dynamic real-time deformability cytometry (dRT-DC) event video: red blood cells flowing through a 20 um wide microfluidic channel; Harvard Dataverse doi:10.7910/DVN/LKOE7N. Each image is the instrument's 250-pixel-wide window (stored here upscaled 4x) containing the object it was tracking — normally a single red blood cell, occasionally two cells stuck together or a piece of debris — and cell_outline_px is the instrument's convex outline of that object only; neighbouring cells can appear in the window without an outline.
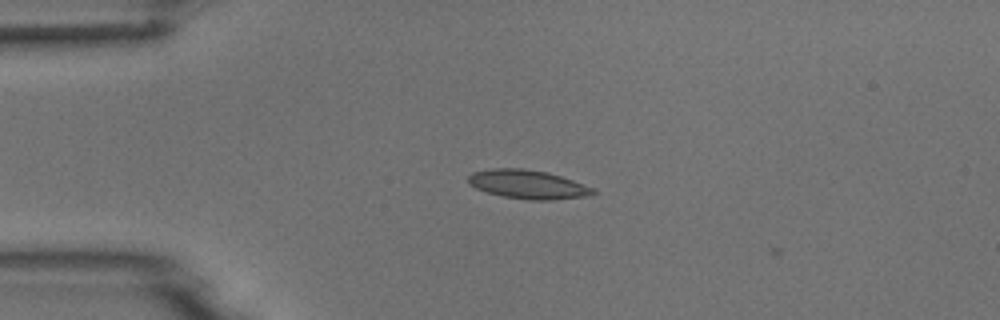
{"species": "common noctule bat (a hibernating species)", "species_latin": "Nyctalus noctula", "temperature_condition": "room temperature", "stored_images_in_passage": 3, "camera_frame_rate_fps": 3000, "um_per_image_px": 0.085, "animal": {"sex": "male", "body_mass_g": 18.8}, "frame": {"image": 1, "passage_image": 2, "time_ms": 1.333, "image_size_px": [1000, 320], "cell_outline_px": [[596, 192], [588, 196], [552, 200], [528, 200], [504, 196], [488, 192], [476, 188], [468, 184], [468, 176], [472, 172], [492, 168], [520, 168], [548, 172], [596, 188]], "centroid_in_image_um": [44.88, 15.67], "position_along_channel_um": 40.1, "area_um2": 20.98}}